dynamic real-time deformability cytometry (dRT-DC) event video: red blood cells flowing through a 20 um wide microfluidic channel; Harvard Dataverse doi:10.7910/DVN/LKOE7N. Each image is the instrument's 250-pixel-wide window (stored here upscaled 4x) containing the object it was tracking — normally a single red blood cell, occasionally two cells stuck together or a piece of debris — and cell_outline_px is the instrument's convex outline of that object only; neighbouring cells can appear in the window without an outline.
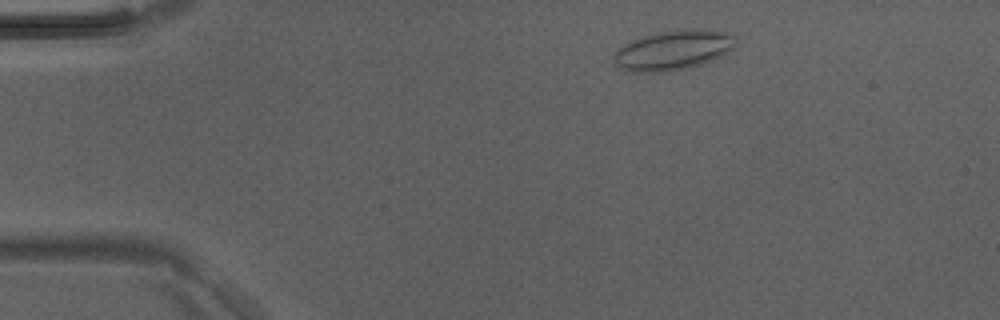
{"species": "Egyptian fruit bat (a non-hibernating species)", "species_latin": "Rousettus aegyptiacus", "temperature_condition": "room temperature", "stored_images_in_passage": 4, "camera_frame_rate_fps": 3000, "um_per_image_px": 0.085, "animal": {"sex": "male"}, "frame": {"image": 1, "passage_image": 2, "time_ms": 0.333, "image_size_px": [1000, 320], "cell_outline_px": [[736, 44], [728, 52], [704, 64], [688, 68], [668, 72], [632, 72], [620, 68], [616, 64], [612, 56], [624, 44], [632, 40], [644, 36], [672, 28], [696, 28], [732, 32], [736, 36]], "centroid_in_image_um": [57.27, 4.24], "position_along_channel_um": 27.7, "area_um2": 28.84}}